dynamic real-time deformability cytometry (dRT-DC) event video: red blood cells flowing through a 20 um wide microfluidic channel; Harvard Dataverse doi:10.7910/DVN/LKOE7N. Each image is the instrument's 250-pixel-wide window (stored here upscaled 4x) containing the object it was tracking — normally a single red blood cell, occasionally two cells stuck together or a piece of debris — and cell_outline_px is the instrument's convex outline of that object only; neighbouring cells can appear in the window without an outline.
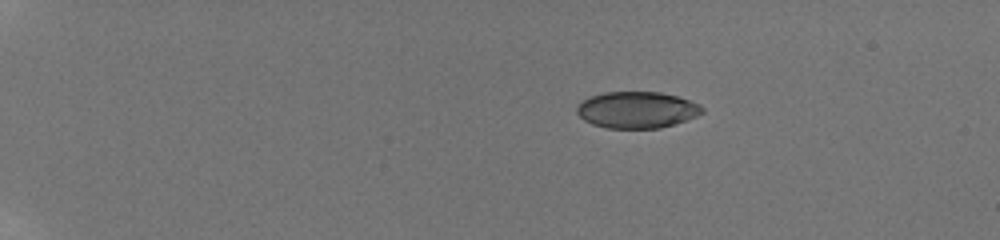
{"species": "human", "species_latin": "Homo sapiens", "temperature_condition": "room temperature", "stored_images_in_passage": 9, "camera_frame_rate_fps": 3000, "um_per_image_px": 0.085, "donor": {"sex": "male"}, "frame": {"image": 1, "passage_image": 1, "time_ms": 0.0, "image_size_px": [1000, 240], "cell_outline_px": [[704, 112], [696, 116], [660, 128], [608, 128], [592, 124], [584, 120], [576, 112], [576, 108], [588, 96], [604, 92], [660, 92], [676, 96], [700, 104], [704, 108]], "centroid_in_image_um": [54.12, 9.33], "position_along_channel_um": 30.9, "area_um2": 26.53}}
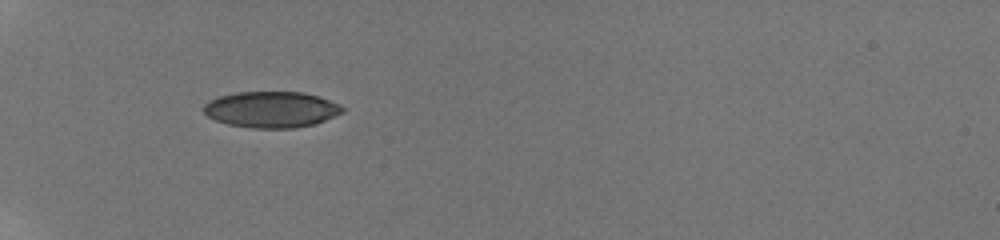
{"frame": {"image": 2, "passage_image": 8, "time_ms": 3.333, "image_size_px": [1000, 240], "cell_outline_px": [[344, 112], [316, 124], [296, 128], [252, 128], [228, 124], [216, 120], [208, 116], [204, 112], [204, 104], [208, 100], [220, 96], [236, 92], [304, 92], [320, 96], [340, 104], [344, 108]], "centroid_in_image_um": [23.1, 9.3], "position_along_channel_um": 61.9, "area_um2": 29.42}}